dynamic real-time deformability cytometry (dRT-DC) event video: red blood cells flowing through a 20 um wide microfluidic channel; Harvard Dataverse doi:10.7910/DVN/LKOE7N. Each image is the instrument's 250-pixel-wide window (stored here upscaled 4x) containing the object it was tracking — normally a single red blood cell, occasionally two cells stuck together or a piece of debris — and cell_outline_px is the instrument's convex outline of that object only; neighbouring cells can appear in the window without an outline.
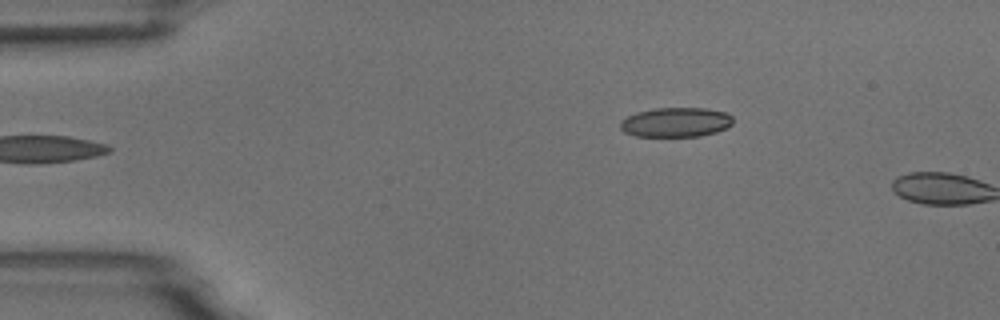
{"species": "common noctule bat (a hibernating species)", "species_latin": "Nyctalus noctula", "temperature_condition": "room temperature", "stored_images_in_passage": 4, "camera_frame_rate_fps": 3000, "um_per_image_px": 0.085, "animal": {"sex": "male", "body_mass_g": 18.8}, "frame": {"image": 1, "passage_image": 4, "time_ms": 3.667, "image_size_px": [1000, 320], "cell_outline_px": [[732, 124], [716, 132], [700, 136], [636, 136], [624, 132], [620, 128], [620, 120], [636, 112], [652, 108], [704, 108], [724, 112], [732, 116]], "centroid_in_image_um": [57.41, 10.38], "position_along_channel_um": 27.6, "area_um2": 19.36}}